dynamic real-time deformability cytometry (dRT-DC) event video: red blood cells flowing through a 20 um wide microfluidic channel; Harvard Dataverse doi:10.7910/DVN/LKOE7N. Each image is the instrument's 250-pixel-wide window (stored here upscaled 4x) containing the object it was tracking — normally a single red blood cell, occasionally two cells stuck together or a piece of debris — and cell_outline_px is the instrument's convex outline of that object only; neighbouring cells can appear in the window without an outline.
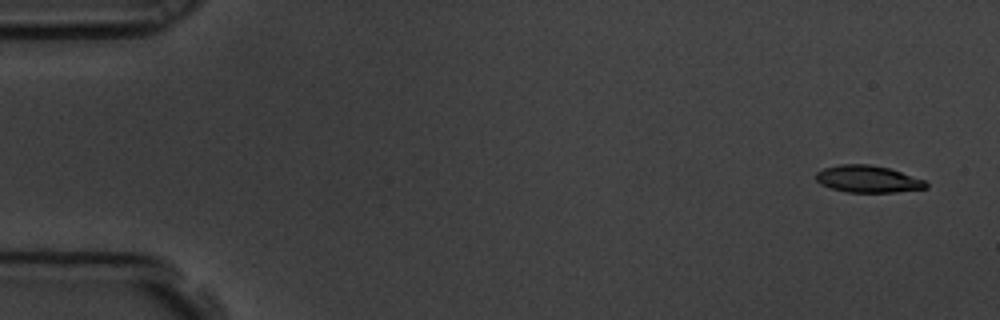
{"species": "common noctule bat (a hibernating species)", "species_latin": "Nyctalus noctula", "temperature_condition": "room temperature", "stored_images_in_passage": 6, "camera_frame_rate_fps": 3000, "um_per_image_px": 0.085, "animal": {"sex": "male", "body_mass_g": 19.5, "forearm_length_mm": 54.6}, "frame": {"image": 1, "passage_image": 1, "time_ms": 0.0, "image_size_px": [1000, 320], "cell_outline_px": [[928, 188], [896, 192], [848, 192], [832, 188], [820, 184], [816, 180], [816, 172], [824, 168], [840, 164], [868, 164], [888, 168], [924, 180], [928, 184]], "centroid_in_image_um": [73.76, 15.22], "position_along_channel_um": 11.2, "area_um2": 17.17}}
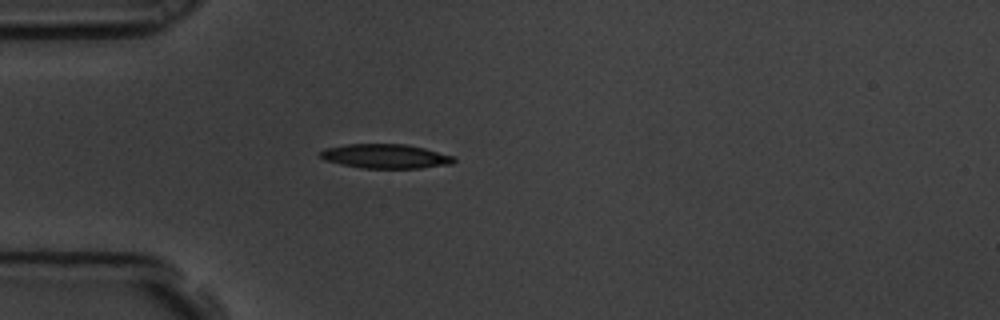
{"frame": {"image": 2, "passage_image": 5, "time_ms": 1.333, "image_size_px": [1000, 320], "cell_outline_px": [[456, 160], [452, 164], [420, 168], [360, 168], [340, 164], [324, 160], [320, 156], [320, 152], [328, 148], [344, 144], [404, 144], [424, 148], [456, 156]], "centroid_in_image_um": [32.8, 13.28], "position_along_channel_um": 52.2, "area_um2": 18.96}}